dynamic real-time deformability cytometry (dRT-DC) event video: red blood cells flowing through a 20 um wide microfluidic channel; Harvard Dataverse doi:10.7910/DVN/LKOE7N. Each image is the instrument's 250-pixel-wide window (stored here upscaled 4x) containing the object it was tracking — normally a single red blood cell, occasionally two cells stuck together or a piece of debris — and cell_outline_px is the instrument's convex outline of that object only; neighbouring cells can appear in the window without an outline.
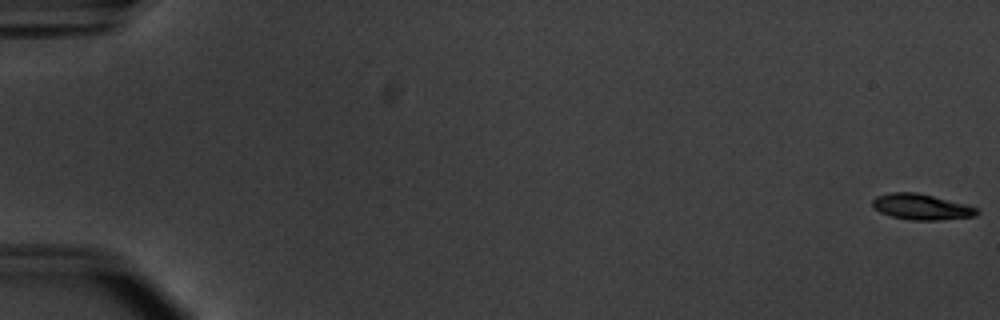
{"species": "common noctule bat (a hibernating species)", "species_latin": "Nyctalus noctula", "temperature_condition": "warm", "stored_images_in_passage": 55, "camera_frame_rate_fps": 3000, "um_per_image_px": 0.085, "animal": {"sex": "male", "body_mass_g": 20.1, "forearm_length_mm": 53.5}, "frame": {"image": 1, "passage_image": 1, "time_ms": 0.0, "image_size_px": [1000, 320], "cell_outline_px": [[980, 212], [976, 216], [936, 220], [912, 220], [892, 216], [880, 212], [872, 208], [872, 200], [876, 196], [892, 192], [916, 192], [964, 204], [976, 208]], "centroid_in_image_um": [78.27, 17.58], "position_along_channel_um": 6.7, "area_um2": 15.49}}
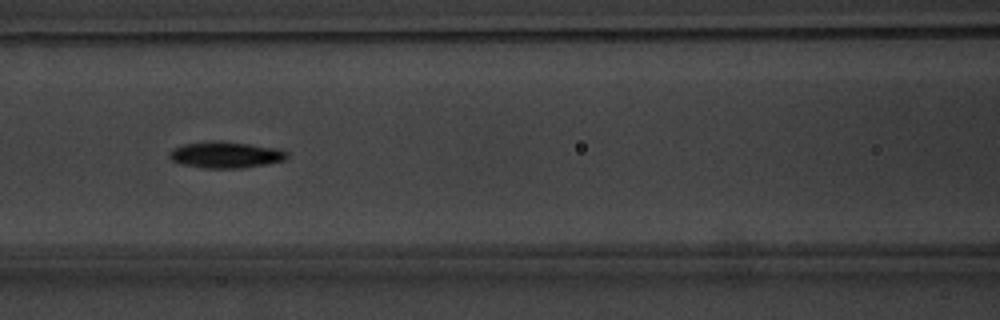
{"frame": {"image": 2, "passage_image": 26, "time_ms": 8.333, "image_size_px": [1000, 320], "cell_outline_px": [[288, 156], [284, 160], [244, 168], [204, 168], [180, 164], [172, 160], [168, 156], [168, 152], [172, 148], [184, 144], [212, 140], [220, 140], [280, 148], [288, 152]], "centroid_in_image_um": [19.16, 13.14], "position_along_channel_um": 147.4, "area_um2": 18.32}}
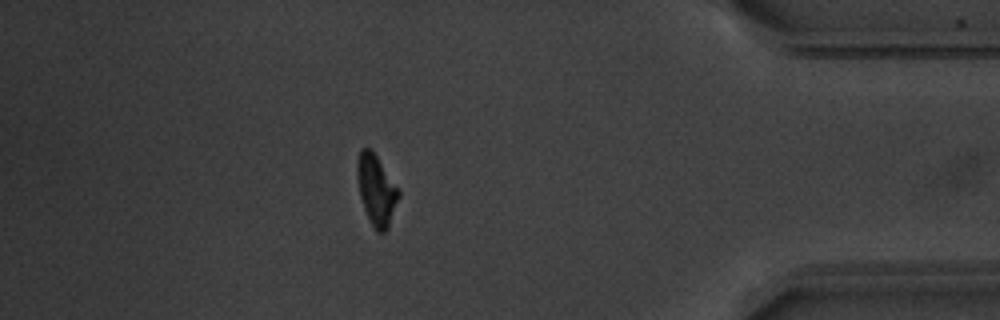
{"frame": {"image": 3, "passage_image": 49, "time_ms": 16.0, "image_size_px": [1000, 320], "cell_outline_px": [[400, 196], [388, 228], [384, 232], [376, 232], [364, 208], [360, 196], [356, 176], [356, 160], [360, 148], [372, 148], [400, 188]], "centroid_in_image_um": [32.0, 16.08], "position_along_channel_um": 403.2, "area_um2": 17.46}, "authors_computed_cell_mechanics": {"area_um2": 16.7042, "velocity_mm_per_s": 3.7884, "shape_relaxation_time_tau1_ms": 1.8655, "shape_relaxation_time_tau2_ms": null, "deformation_change_tau1": 0.1616, "deformation_change_tau2": null}}